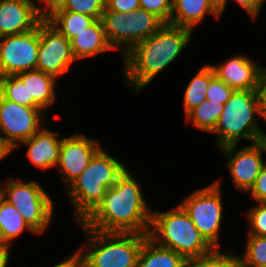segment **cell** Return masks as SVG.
<instances>
[{
	"mask_svg": "<svg viewBox=\"0 0 266 267\" xmlns=\"http://www.w3.org/2000/svg\"><path fill=\"white\" fill-rule=\"evenodd\" d=\"M0 196L19 211L36 235L47 230L51 223L54 203L39 183L10 178L4 186H0Z\"/></svg>",
	"mask_w": 266,
	"mask_h": 267,
	"instance_id": "obj_8",
	"label": "cell"
},
{
	"mask_svg": "<svg viewBox=\"0 0 266 267\" xmlns=\"http://www.w3.org/2000/svg\"><path fill=\"white\" fill-rule=\"evenodd\" d=\"M15 148L7 142L0 133V161L9 155Z\"/></svg>",
	"mask_w": 266,
	"mask_h": 267,
	"instance_id": "obj_40",
	"label": "cell"
},
{
	"mask_svg": "<svg viewBox=\"0 0 266 267\" xmlns=\"http://www.w3.org/2000/svg\"><path fill=\"white\" fill-rule=\"evenodd\" d=\"M102 147L96 139L79 133L63 137L57 169L63 176L65 187L71 184L86 169L92 157Z\"/></svg>",
	"mask_w": 266,
	"mask_h": 267,
	"instance_id": "obj_13",
	"label": "cell"
},
{
	"mask_svg": "<svg viewBox=\"0 0 266 267\" xmlns=\"http://www.w3.org/2000/svg\"><path fill=\"white\" fill-rule=\"evenodd\" d=\"M248 192H251V197L257 203H266V166H263L261 168V171L256 178L254 185Z\"/></svg>",
	"mask_w": 266,
	"mask_h": 267,
	"instance_id": "obj_33",
	"label": "cell"
},
{
	"mask_svg": "<svg viewBox=\"0 0 266 267\" xmlns=\"http://www.w3.org/2000/svg\"><path fill=\"white\" fill-rule=\"evenodd\" d=\"M148 237L187 261L199 259L214 250L180 204L168 212L152 211Z\"/></svg>",
	"mask_w": 266,
	"mask_h": 267,
	"instance_id": "obj_4",
	"label": "cell"
},
{
	"mask_svg": "<svg viewBox=\"0 0 266 267\" xmlns=\"http://www.w3.org/2000/svg\"><path fill=\"white\" fill-rule=\"evenodd\" d=\"M0 95L6 100L28 107L27 84L17 75L0 76Z\"/></svg>",
	"mask_w": 266,
	"mask_h": 267,
	"instance_id": "obj_27",
	"label": "cell"
},
{
	"mask_svg": "<svg viewBox=\"0 0 266 267\" xmlns=\"http://www.w3.org/2000/svg\"><path fill=\"white\" fill-rule=\"evenodd\" d=\"M254 19L257 18L266 0H235Z\"/></svg>",
	"mask_w": 266,
	"mask_h": 267,
	"instance_id": "obj_37",
	"label": "cell"
},
{
	"mask_svg": "<svg viewBox=\"0 0 266 267\" xmlns=\"http://www.w3.org/2000/svg\"><path fill=\"white\" fill-rule=\"evenodd\" d=\"M140 8L139 0H106L105 10L132 12Z\"/></svg>",
	"mask_w": 266,
	"mask_h": 267,
	"instance_id": "obj_35",
	"label": "cell"
},
{
	"mask_svg": "<svg viewBox=\"0 0 266 267\" xmlns=\"http://www.w3.org/2000/svg\"><path fill=\"white\" fill-rule=\"evenodd\" d=\"M223 109L224 104L205 100L185 115L186 121L192 122L197 129L211 133Z\"/></svg>",
	"mask_w": 266,
	"mask_h": 267,
	"instance_id": "obj_25",
	"label": "cell"
},
{
	"mask_svg": "<svg viewBox=\"0 0 266 267\" xmlns=\"http://www.w3.org/2000/svg\"><path fill=\"white\" fill-rule=\"evenodd\" d=\"M238 257L240 267H266V237L247 235L245 253Z\"/></svg>",
	"mask_w": 266,
	"mask_h": 267,
	"instance_id": "obj_26",
	"label": "cell"
},
{
	"mask_svg": "<svg viewBox=\"0 0 266 267\" xmlns=\"http://www.w3.org/2000/svg\"><path fill=\"white\" fill-rule=\"evenodd\" d=\"M256 114H259L256 90H234L212 131L217 137L218 148L244 139L255 143L263 132Z\"/></svg>",
	"mask_w": 266,
	"mask_h": 267,
	"instance_id": "obj_6",
	"label": "cell"
},
{
	"mask_svg": "<svg viewBox=\"0 0 266 267\" xmlns=\"http://www.w3.org/2000/svg\"><path fill=\"white\" fill-rule=\"evenodd\" d=\"M71 50L75 60L93 57L112 48L106 40L100 20L78 33L71 40Z\"/></svg>",
	"mask_w": 266,
	"mask_h": 267,
	"instance_id": "obj_20",
	"label": "cell"
},
{
	"mask_svg": "<svg viewBox=\"0 0 266 267\" xmlns=\"http://www.w3.org/2000/svg\"><path fill=\"white\" fill-rule=\"evenodd\" d=\"M39 52V24L33 30L0 37V76L36 70Z\"/></svg>",
	"mask_w": 266,
	"mask_h": 267,
	"instance_id": "obj_10",
	"label": "cell"
},
{
	"mask_svg": "<svg viewBox=\"0 0 266 267\" xmlns=\"http://www.w3.org/2000/svg\"><path fill=\"white\" fill-rule=\"evenodd\" d=\"M215 77L211 65H204L190 80L184 90L183 106L185 115L206 100L205 95L210 81Z\"/></svg>",
	"mask_w": 266,
	"mask_h": 267,
	"instance_id": "obj_24",
	"label": "cell"
},
{
	"mask_svg": "<svg viewBox=\"0 0 266 267\" xmlns=\"http://www.w3.org/2000/svg\"><path fill=\"white\" fill-rule=\"evenodd\" d=\"M75 60L71 41L47 20L39 23V52L36 70L54 76H65Z\"/></svg>",
	"mask_w": 266,
	"mask_h": 267,
	"instance_id": "obj_11",
	"label": "cell"
},
{
	"mask_svg": "<svg viewBox=\"0 0 266 267\" xmlns=\"http://www.w3.org/2000/svg\"><path fill=\"white\" fill-rule=\"evenodd\" d=\"M186 267H240V261L236 254L231 255L214 249L210 254L188 261Z\"/></svg>",
	"mask_w": 266,
	"mask_h": 267,
	"instance_id": "obj_28",
	"label": "cell"
},
{
	"mask_svg": "<svg viewBox=\"0 0 266 267\" xmlns=\"http://www.w3.org/2000/svg\"><path fill=\"white\" fill-rule=\"evenodd\" d=\"M212 8L221 16L229 0H208Z\"/></svg>",
	"mask_w": 266,
	"mask_h": 267,
	"instance_id": "obj_41",
	"label": "cell"
},
{
	"mask_svg": "<svg viewBox=\"0 0 266 267\" xmlns=\"http://www.w3.org/2000/svg\"><path fill=\"white\" fill-rule=\"evenodd\" d=\"M173 0H139L140 8L154 14L164 24H170Z\"/></svg>",
	"mask_w": 266,
	"mask_h": 267,
	"instance_id": "obj_31",
	"label": "cell"
},
{
	"mask_svg": "<svg viewBox=\"0 0 266 267\" xmlns=\"http://www.w3.org/2000/svg\"><path fill=\"white\" fill-rule=\"evenodd\" d=\"M211 67L215 76L233 90H256L261 76L266 72L265 67L243 55Z\"/></svg>",
	"mask_w": 266,
	"mask_h": 267,
	"instance_id": "obj_15",
	"label": "cell"
},
{
	"mask_svg": "<svg viewBox=\"0 0 266 267\" xmlns=\"http://www.w3.org/2000/svg\"><path fill=\"white\" fill-rule=\"evenodd\" d=\"M138 183L126 168L81 224L100 232L148 234L152 210Z\"/></svg>",
	"mask_w": 266,
	"mask_h": 267,
	"instance_id": "obj_1",
	"label": "cell"
},
{
	"mask_svg": "<svg viewBox=\"0 0 266 267\" xmlns=\"http://www.w3.org/2000/svg\"><path fill=\"white\" fill-rule=\"evenodd\" d=\"M106 0H67L64 11L86 14L100 20Z\"/></svg>",
	"mask_w": 266,
	"mask_h": 267,
	"instance_id": "obj_29",
	"label": "cell"
},
{
	"mask_svg": "<svg viewBox=\"0 0 266 267\" xmlns=\"http://www.w3.org/2000/svg\"><path fill=\"white\" fill-rule=\"evenodd\" d=\"M127 167L102 148L92 157L86 169L65 189L74 207V220L81 223L102 201Z\"/></svg>",
	"mask_w": 266,
	"mask_h": 267,
	"instance_id": "obj_3",
	"label": "cell"
},
{
	"mask_svg": "<svg viewBox=\"0 0 266 267\" xmlns=\"http://www.w3.org/2000/svg\"><path fill=\"white\" fill-rule=\"evenodd\" d=\"M236 146L237 144L227 145L220 150L228 158L226 165L228 164L234 186L241 192H248L264 166L263 154L256 142L239 151Z\"/></svg>",
	"mask_w": 266,
	"mask_h": 267,
	"instance_id": "obj_14",
	"label": "cell"
},
{
	"mask_svg": "<svg viewBox=\"0 0 266 267\" xmlns=\"http://www.w3.org/2000/svg\"><path fill=\"white\" fill-rule=\"evenodd\" d=\"M233 91L231 87L215 76L209 83L205 98L209 102L225 104Z\"/></svg>",
	"mask_w": 266,
	"mask_h": 267,
	"instance_id": "obj_32",
	"label": "cell"
},
{
	"mask_svg": "<svg viewBox=\"0 0 266 267\" xmlns=\"http://www.w3.org/2000/svg\"><path fill=\"white\" fill-rule=\"evenodd\" d=\"M52 267H83V262L80 253L76 251V253L68 257V259H64L62 262Z\"/></svg>",
	"mask_w": 266,
	"mask_h": 267,
	"instance_id": "obj_38",
	"label": "cell"
},
{
	"mask_svg": "<svg viewBox=\"0 0 266 267\" xmlns=\"http://www.w3.org/2000/svg\"><path fill=\"white\" fill-rule=\"evenodd\" d=\"M27 229L36 233L23 219L19 211L0 196V242L12 245V240Z\"/></svg>",
	"mask_w": 266,
	"mask_h": 267,
	"instance_id": "obj_22",
	"label": "cell"
},
{
	"mask_svg": "<svg viewBox=\"0 0 266 267\" xmlns=\"http://www.w3.org/2000/svg\"><path fill=\"white\" fill-rule=\"evenodd\" d=\"M187 263L182 255L159 246L147 237L142 244L137 267H186Z\"/></svg>",
	"mask_w": 266,
	"mask_h": 267,
	"instance_id": "obj_21",
	"label": "cell"
},
{
	"mask_svg": "<svg viewBox=\"0 0 266 267\" xmlns=\"http://www.w3.org/2000/svg\"><path fill=\"white\" fill-rule=\"evenodd\" d=\"M220 183L217 180L196 190L180 203L200 234L214 249L220 248L218 237L223 215Z\"/></svg>",
	"mask_w": 266,
	"mask_h": 267,
	"instance_id": "obj_9",
	"label": "cell"
},
{
	"mask_svg": "<svg viewBox=\"0 0 266 267\" xmlns=\"http://www.w3.org/2000/svg\"><path fill=\"white\" fill-rule=\"evenodd\" d=\"M256 93L259 110L258 116L266 121V72L260 78Z\"/></svg>",
	"mask_w": 266,
	"mask_h": 267,
	"instance_id": "obj_36",
	"label": "cell"
},
{
	"mask_svg": "<svg viewBox=\"0 0 266 267\" xmlns=\"http://www.w3.org/2000/svg\"><path fill=\"white\" fill-rule=\"evenodd\" d=\"M27 84L28 107L46 109L56 101L55 85L57 79L42 71L32 70L17 74Z\"/></svg>",
	"mask_w": 266,
	"mask_h": 267,
	"instance_id": "obj_18",
	"label": "cell"
},
{
	"mask_svg": "<svg viewBox=\"0 0 266 267\" xmlns=\"http://www.w3.org/2000/svg\"><path fill=\"white\" fill-rule=\"evenodd\" d=\"M35 0H0V37L19 35L36 28L42 21Z\"/></svg>",
	"mask_w": 266,
	"mask_h": 267,
	"instance_id": "obj_16",
	"label": "cell"
},
{
	"mask_svg": "<svg viewBox=\"0 0 266 267\" xmlns=\"http://www.w3.org/2000/svg\"><path fill=\"white\" fill-rule=\"evenodd\" d=\"M39 4L43 5L42 7L37 8V12L39 17L42 20H47L50 16H52L56 11L63 9L67 0H38Z\"/></svg>",
	"mask_w": 266,
	"mask_h": 267,
	"instance_id": "obj_34",
	"label": "cell"
},
{
	"mask_svg": "<svg viewBox=\"0 0 266 267\" xmlns=\"http://www.w3.org/2000/svg\"><path fill=\"white\" fill-rule=\"evenodd\" d=\"M207 14L220 17L208 0H173L170 24L193 31Z\"/></svg>",
	"mask_w": 266,
	"mask_h": 267,
	"instance_id": "obj_19",
	"label": "cell"
},
{
	"mask_svg": "<svg viewBox=\"0 0 266 267\" xmlns=\"http://www.w3.org/2000/svg\"><path fill=\"white\" fill-rule=\"evenodd\" d=\"M47 21L71 41L78 33L91 26L96 19L86 14L60 9Z\"/></svg>",
	"mask_w": 266,
	"mask_h": 267,
	"instance_id": "obj_23",
	"label": "cell"
},
{
	"mask_svg": "<svg viewBox=\"0 0 266 267\" xmlns=\"http://www.w3.org/2000/svg\"><path fill=\"white\" fill-rule=\"evenodd\" d=\"M58 137V133L43 126L30 139L21 142L27 145L26 156L35 167L42 170L57 167L63 139Z\"/></svg>",
	"mask_w": 266,
	"mask_h": 267,
	"instance_id": "obj_17",
	"label": "cell"
},
{
	"mask_svg": "<svg viewBox=\"0 0 266 267\" xmlns=\"http://www.w3.org/2000/svg\"><path fill=\"white\" fill-rule=\"evenodd\" d=\"M100 21L107 42L113 50L119 49L122 56L164 24L154 14L142 8L132 12L105 10Z\"/></svg>",
	"mask_w": 266,
	"mask_h": 267,
	"instance_id": "obj_7",
	"label": "cell"
},
{
	"mask_svg": "<svg viewBox=\"0 0 266 267\" xmlns=\"http://www.w3.org/2000/svg\"><path fill=\"white\" fill-rule=\"evenodd\" d=\"M250 224L247 235L266 237V203H258L247 215Z\"/></svg>",
	"mask_w": 266,
	"mask_h": 267,
	"instance_id": "obj_30",
	"label": "cell"
},
{
	"mask_svg": "<svg viewBox=\"0 0 266 267\" xmlns=\"http://www.w3.org/2000/svg\"><path fill=\"white\" fill-rule=\"evenodd\" d=\"M11 246L0 242V267H7Z\"/></svg>",
	"mask_w": 266,
	"mask_h": 267,
	"instance_id": "obj_39",
	"label": "cell"
},
{
	"mask_svg": "<svg viewBox=\"0 0 266 267\" xmlns=\"http://www.w3.org/2000/svg\"><path fill=\"white\" fill-rule=\"evenodd\" d=\"M256 143L259 146L261 152L263 153L265 151L266 153V134L264 131L258 136ZM264 166H266V162H264Z\"/></svg>",
	"mask_w": 266,
	"mask_h": 267,
	"instance_id": "obj_42",
	"label": "cell"
},
{
	"mask_svg": "<svg viewBox=\"0 0 266 267\" xmlns=\"http://www.w3.org/2000/svg\"><path fill=\"white\" fill-rule=\"evenodd\" d=\"M193 31L163 24L151 36L135 45L124 61V78L136 94L183 52Z\"/></svg>",
	"mask_w": 266,
	"mask_h": 267,
	"instance_id": "obj_2",
	"label": "cell"
},
{
	"mask_svg": "<svg viewBox=\"0 0 266 267\" xmlns=\"http://www.w3.org/2000/svg\"><path fill=\"white\" fill-rule=\"evenodd\" d=\"M86 235L80 248L83 267H137L138 257L148 234L100 232L78 223Z\"/></svg>",
	"mask_w": 266,
	"mask_h": 267,
	"instance_id": "obj_5",
	"label": "cell"
},
{
	"mask_svg": "<svg viewBox=\"0 0 266 267\" xmlns=\"http://www.w3.org/2000/svg\"><path fill=\"white\" fill-rule=\"evenodd\" d=\"M42 108L27 107L6 100L0 95V129L3 138L15 149L30 139L44 125ZM42 124V125H41Z\"/></svg>",
	"mask_w": 266,
	"mask_h": 267,
	"instance_id": "obj_12",
	"label": "cell"
}]
</instances>
